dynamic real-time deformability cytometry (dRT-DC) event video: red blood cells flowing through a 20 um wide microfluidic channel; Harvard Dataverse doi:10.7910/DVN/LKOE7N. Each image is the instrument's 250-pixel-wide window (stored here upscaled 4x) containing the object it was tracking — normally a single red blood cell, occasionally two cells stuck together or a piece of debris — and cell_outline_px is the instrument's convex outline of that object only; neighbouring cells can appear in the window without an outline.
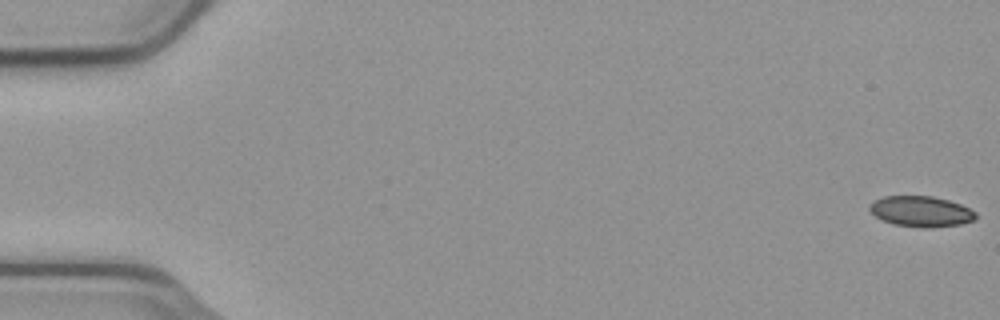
{"species": "common noctule bat (a hibernating species)", "species_latin": "Nyctalus noctula", "temperature_condition": "cold", "stored_images_in_passage": 51, "camera_frame_rate_fps": 3000, "um_per_image_px": 0.085, "animal": {"sex": "male", "body_mass_g": 23.1, "forearm_length_mm": 52.7}, "frame": {"image": 1, "passage_image": 1, "time_ms": 0.0, "image_size_px": [1000, 320], "cell_outline_px": [[976, 220], [960, 224], [928, 228], [920, 228], [892, 224], [876, 216], [868, 208], [868, 204], [872, 200], [884, 196], [932, 196], [948, 200], [960, 204], [976, 212]], "centroid_in_image_um": [78.26, 17.97], "position_along_channel_um": 6.7, "area_um2": 19.07}}
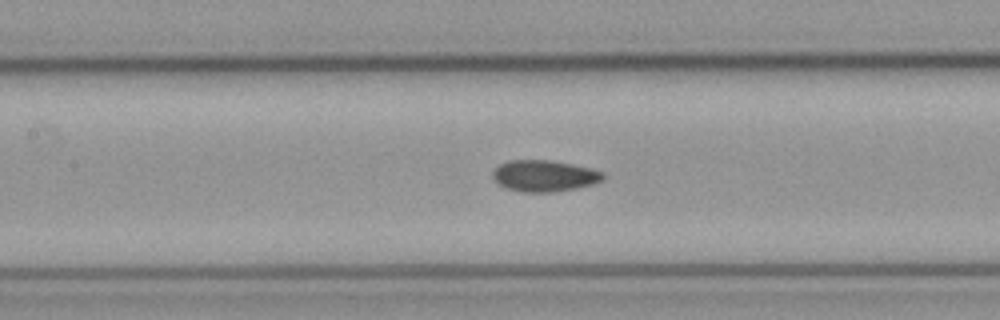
{"frame": {"image": 2, "passage_image": 26, "time_ms": 8.333, "image_size_px": [1000, 320], "cell_outline_px": [[604, 180], [592, 184], [576, 188], [552, 192], [520, 192], [508, 188], [500, 184], [492, 176], [492, 172], [500, 164], [508, 160], [548, 160], [572, 164], [592, 168], [604, 172]], "centroid_in_image_um": [46.29, 14.94], "position_along_channel_um": 161.1, "area_um2": 20.11}}
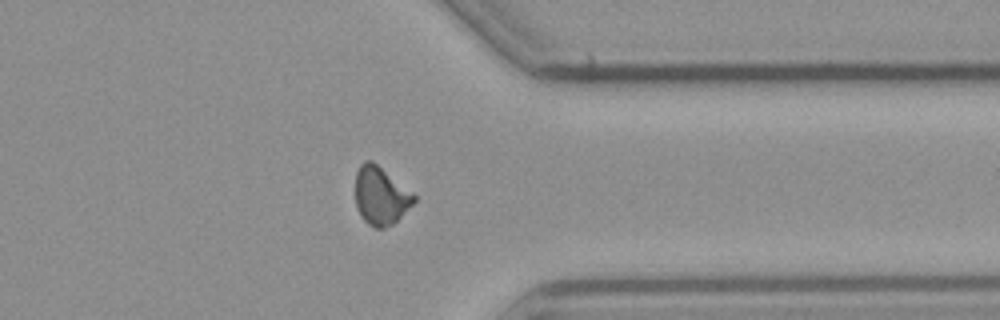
{"frame": {"image": 3, "passage_image": 44, "time_ms": 14.333, "image_size_px": [1000, 320], "cell_outline_px": [[416, 200], [392, 224], [384, 228], [376, 228], [368, 224], [360, 216], [356, 204], [356, 172], [360, 164], [364, 160], [372, 160], [416, 196]], "centroid_in_image_um": [32.32, 16.63], "position_along_channel_um": 379.1, "area_um2": 19.48}, "authors_computed_cell_mechanics": {"area_um2": 19.7098, "velocity_mm_per_s": 3.7368, "shape_relaxation_time_tau1_ms": null, "shape_relaxation_time_tau2_ms": 2.6066, "deformation_change_tau1": null, "deformation_change_tau2": 0.0706}}